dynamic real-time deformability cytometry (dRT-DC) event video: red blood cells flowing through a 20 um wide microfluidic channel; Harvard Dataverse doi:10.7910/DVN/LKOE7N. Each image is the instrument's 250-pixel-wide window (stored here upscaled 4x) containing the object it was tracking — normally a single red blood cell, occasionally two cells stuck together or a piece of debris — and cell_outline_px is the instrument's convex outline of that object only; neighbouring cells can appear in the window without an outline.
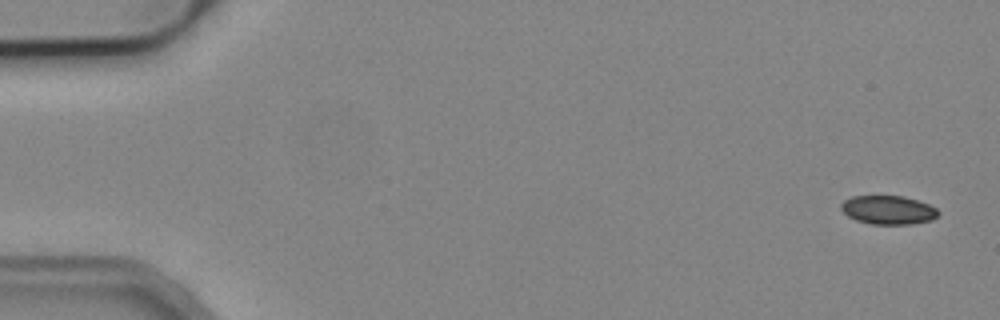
{"species": "common noctule bat (a hibernating species)", "species_latin": "Nyctalus noctula", "temperature_condition": "cold", "stored_images_in_passage": 5, "camera_frame_rate_fps": 3000, "um_per_image_px": 0.085, "animal": {"sex": "male", "body_mass_g": 19.2, "forearm_length_mm": 51.8}, "frame": {"image": 1, "passage_image": 1, "time_ms": 0.0, "image_size_px": [1000, 320], "cell_outline_px": [[940, 212], [932, 220], [912, 224], [872, 224], [856, 220], [848, 216], [840, 208], [840, 204], [844, 200], [852, 196], [904, 196], [928, 204], [936, 208]], "centroid_in_image_um": [75.49, 17.84], "position_along_channel_um": 9.5, "area_um2": 16.24}}
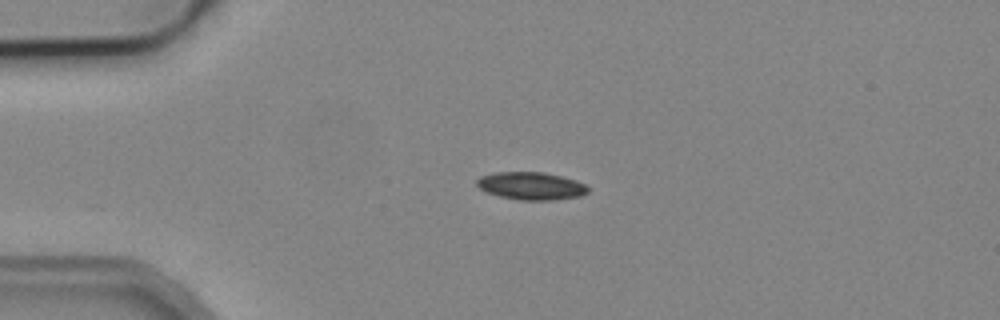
{"frame": {"image": 2, "passage_image": 4, "time_ms": 3.667, "image_size_px": [1000, 320], "cell_outline_px": [[588, 192], [580, 196], [552, 200], [520, 200], [500, 196], [484, 192], [476, 184], [476, 180], [480, 176], [496, 172], [544, 172], [576, 180], [588, 184]], "centroid_in_image_um": [45.14, 15.8], "position_along_channel_um": 39.9, "area_um2": 18.03}}